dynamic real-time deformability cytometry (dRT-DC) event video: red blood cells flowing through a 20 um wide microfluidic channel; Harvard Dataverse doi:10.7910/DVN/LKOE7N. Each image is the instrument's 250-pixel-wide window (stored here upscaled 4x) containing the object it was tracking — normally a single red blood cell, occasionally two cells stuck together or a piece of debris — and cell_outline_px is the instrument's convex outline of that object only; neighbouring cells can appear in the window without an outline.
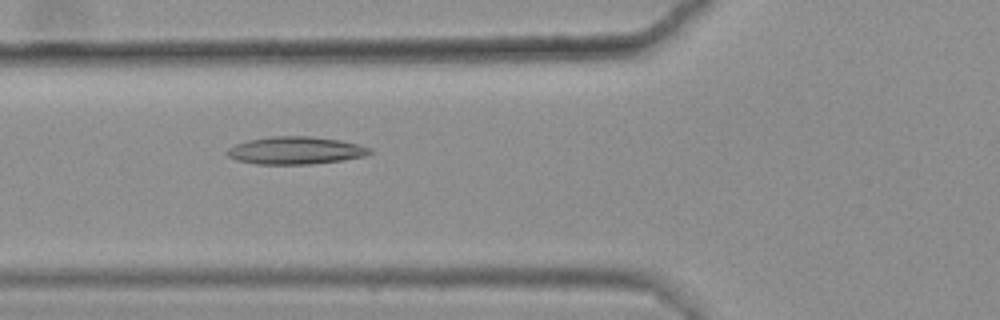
{"species": "common noctule bat (a hibernating species)", "species_latin": "Nyctalus noctula", "temperature_condition": "warm", "stored_images_in_passage": 35, "camera_frame_rate_fps": 3000, "um_per_image_px": 0.085, "animal": {"sex": "female", "body_mass_g": 25.1}, "frame": {"image": 1, "passage_image": 5, "time_ms": 1.333, "image_size_px": [1000, 320], "cell_outline_px": [[372, 152], [364, 156], [344, 160], [312, 164], [256, 164], [236, 160], [228, 156], [224, 152], [228, 148], [236, 144], [248, 140], [272, 136], [308, 136], [340, 140], [372, 148]], "centroid_in_image_um": [25.1, 12.79], "position_along_channel_um": 100.7, "area_um2": 22.95}}
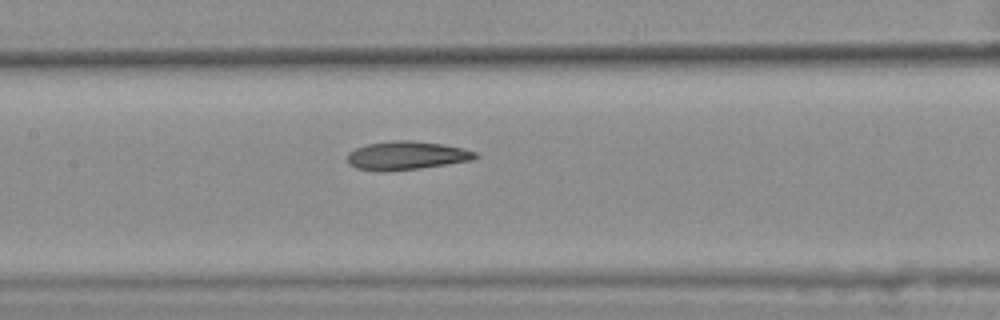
{"frame": {"image": 2, "passage_image": 11, "time_ms": 3.333, "image_size_px": [1000, 320], "cell_outline_px": [[480, 156], [472, 160], [420, 168], [356, 168], [348, 164], [348, 152], [356, 148], [368, 144], [392, 140], [412, 140], [444, 144], [464, 148], [476, 152]], "centroid_in_image_um": [34.64, 13.16], "position_along_channel_um": 172.8, "area_um2": 20.46}}
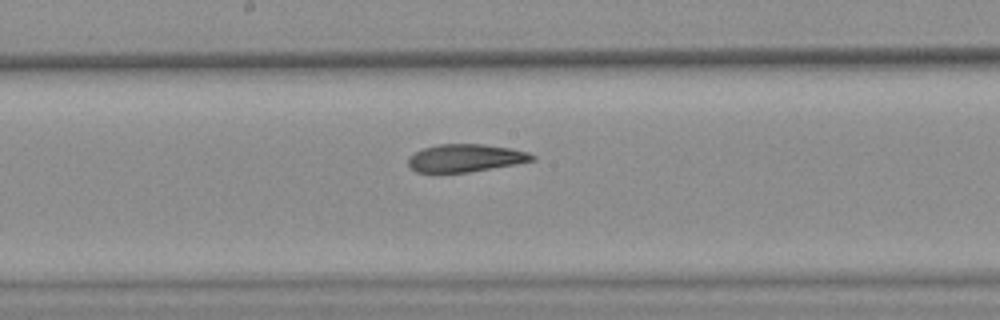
{"frame": {"image": 3, "passage_image": 14, "time_ms": 4.333, "image_size_px": [1000, 320], "cell_outline_px": [[536, 160], [516, 164], [468, 172], [416, 172], [408, 168], [408, 156], [424, 148], [440, 144], [484, 144], [512, 148], [528, 152], [536, 156]], "centroid_in_image_um": [39.57, 13.43], "position_along_channel_um": 208.6, "area_um2": 20.11}, "authors_computed_cell_mechanics": {"area_um2": 20.9236, "velocity_mm_per_s": 3.6, "shape_relaxation_time_tau1_ms": null, "shape_relaxation_time_tau2_ms": 4.0808, "deformation_change_tau1": null, "deformation_change_tau2": 0.1348}}